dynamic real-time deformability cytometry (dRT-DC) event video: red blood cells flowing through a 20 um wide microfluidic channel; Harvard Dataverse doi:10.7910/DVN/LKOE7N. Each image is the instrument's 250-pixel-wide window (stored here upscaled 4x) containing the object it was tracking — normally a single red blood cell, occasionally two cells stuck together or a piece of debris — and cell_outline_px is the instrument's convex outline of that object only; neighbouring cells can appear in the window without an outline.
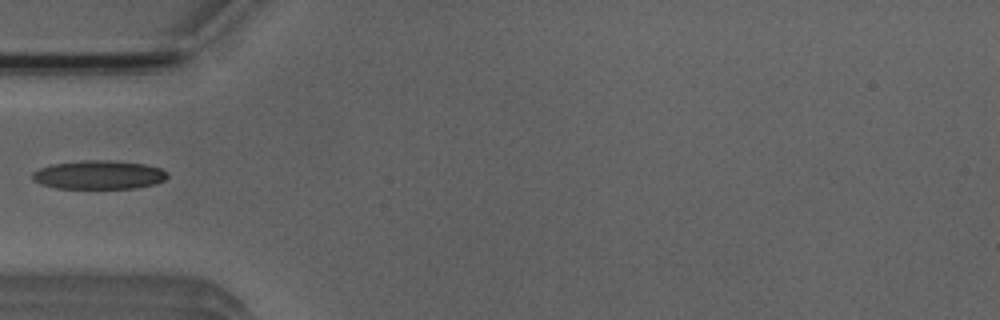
{"species": "Egyptian fruit bat (a non-hibernating species)", "species_latin": "Rousettus aegyptiacus", "temperature_condition": "room temperature", "stored_images_in_passage": 3, "camera_frame_rate_fps": 3000, "um_per_image_px": 0.085, "animal": {"sex": "male"}, "frame": {"image": 1, "passage_image": 3, "time_ms": 3.0, "image_size_px": [1000, 320], "cell_outline_px": [[168, 176], [164, 180], [156, 184], [136, 188], [56, 188], [40, 184], [32, 180], [32, 172], [40, 168], [52, 164], [80, 160], [116, 160], [144, 164], [160, 168], [168, 172]], "centroid_in_image_um": [8.4, 14.85], "position_along_channel_um": 76.6, "area_um2": 22.83}}